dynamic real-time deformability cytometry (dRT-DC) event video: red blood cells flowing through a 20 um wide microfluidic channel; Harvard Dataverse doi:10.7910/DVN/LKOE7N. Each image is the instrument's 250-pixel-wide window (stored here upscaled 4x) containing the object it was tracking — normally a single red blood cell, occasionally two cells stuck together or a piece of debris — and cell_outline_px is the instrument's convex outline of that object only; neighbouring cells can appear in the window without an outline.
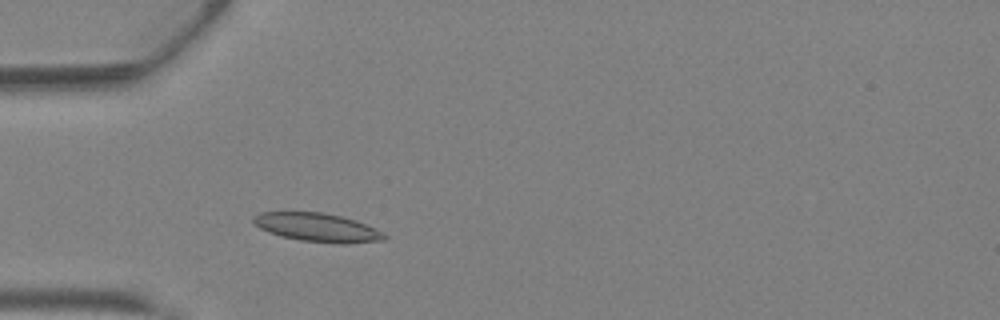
{"species": "Egyptian fruit bat (a non-hibernating species)", "species_latin": "Rousettus aegyptiacus", "temperature_condition": "warm", "stored_images_in_passage": 31, "camera_frame_rate_fps": 3000, "um_per_image_px": 0.085, "animal": {"sex": "female"}, "frame": {"image": 1, "passage_image": 2, "time_ms": 0.333, "image_size_px": [1000, 320], "cell_outline_px": [[388, 236], [384, 240], [348, 244], [336, 244], [300, 240], [280, 236], [268, 232], [252, 224], [252, 220], [260, 212], [324, 212], [356, 220], [376, 228], [384, 232]], "centroid_in_image_um": [27.01, 19.34], "position_along_channel_um": 58.0, "area_um2": 22.08}}
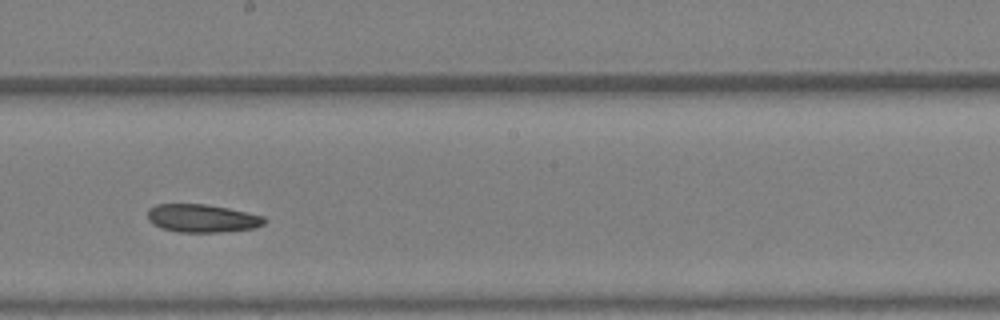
{"frame": {"image": 2, "passage_image": 13, "time_ms": 4.0, "image_size_px": [1000, 320], "cell_outline_px": [[268, 220], [264, 224], [252, 228], [220, 232], [180, 232], [160, 228], [152, 224], [148, 220], [148, 208], [156, 204], [204, 204], [228, 208], [264, 216]], "centroid_in_image_um": [17.16, 18.55], "position_along_channel_um": 231.0, "area_um2": 19.13}}
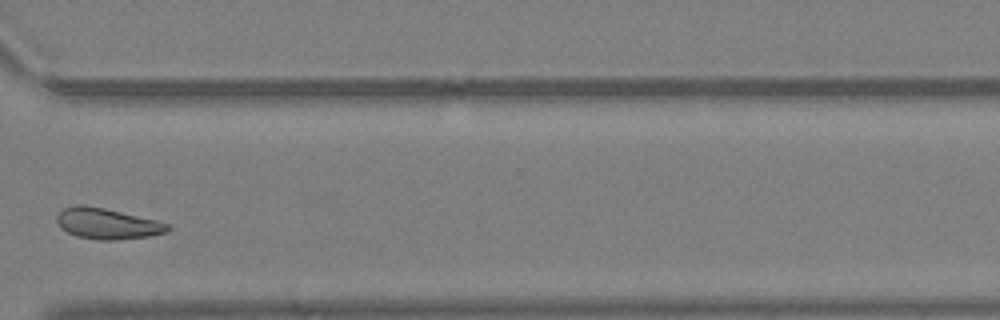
{"frame": {"image": 3, "passage_image": 21, "time_ms": 6.667, "image_size_px": [1000, 320], "cell_outline_px": [[172, 228], [168, 232], [148, 236], [116, 240], [100, 240], [76, 236], [60, 228], [56, 220], [56, 216], [64, 208], [76, 204], [80, 204], [104, 208], [156, 220], [172, 224]], "centroid_in_image_um": [9.13, 19.01], "position_along_channel_um": 361.5, "area_um2": 20.0}, "authors_computed_cell_mechanics": {"area_um2": 19.7098, "velocity_mm_per_s": 4.88, "shape_relaxation_time_tau1_ms": 3.5109, "shape_relaxation_time_tau2_ms": 7.5933, "deformation_change_tau1": 0.1063, "deformation_change_tau2": 0.1648}}